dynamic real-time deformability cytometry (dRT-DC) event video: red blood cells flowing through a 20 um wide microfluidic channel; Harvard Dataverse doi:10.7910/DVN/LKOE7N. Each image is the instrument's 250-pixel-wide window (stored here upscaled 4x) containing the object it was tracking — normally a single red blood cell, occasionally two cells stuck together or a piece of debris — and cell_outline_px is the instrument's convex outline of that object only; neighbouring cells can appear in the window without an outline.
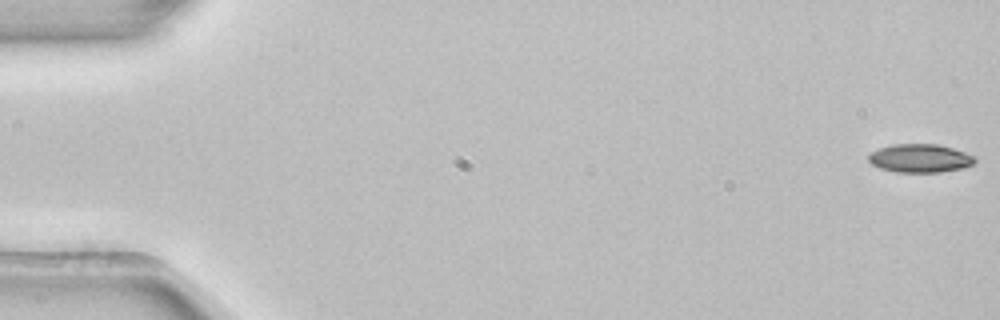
{"species": "common noctule bat (a hibernating species)", "species_latin": "Nyctalus noctula", "temperature_condition": "room temperature", "stored_images_in_passage": 49, "camera_frame_rate_fps": 3000, "um_per_image_px": 0.085, "animal": {"sex": "female", "body_mass_g": 22.7, "forearm_length_mm": 54.2}, "frame": {"image": 1, "passage_image": 1, "time_ms": 0.0, "image_size_px": [1000, 320], "cell_outline_px": [[976, 164], [964, 168], [940, 172], [896, 172], [880, 168], [872, 164], [868, 160], [868, 156], [872, 152], [880, 148], [892, 144], [936, 144], [952, 148], [976, 156]], "centroid_in_image_um": [78.24, 13.46], "position_along_channel_um": 6.8, "area_um2": 17.69}}
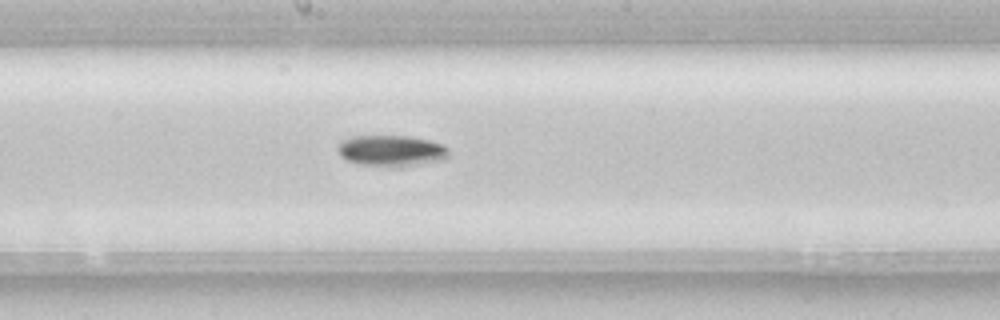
{"frame": {"image": 2, "passage_image": 29, "time_ms": 9.333, "image_size_px": [1000, 320], "cell_outline_px": [[448, 156], [444, 160], [396, 168], [360, 164], [348, 160], [340, 156], [336, 148], [344, 140], [352, 136], [408, 136], [428, 140], [444, 144], [448, 148]], "centroid_in_image_um": [33.29, 12.83], "position_along_channel_um": 214.9, "area_um2": 20.29}}
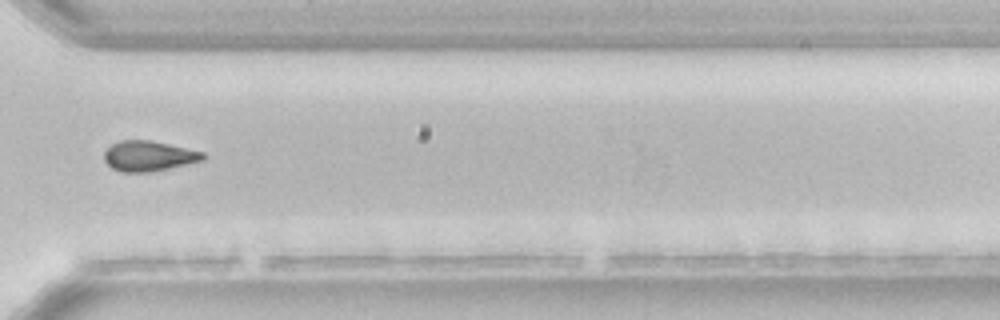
{"frame": {"image": 3, "passage_image": 40, "time_ms": 13.0, "image_size_px": [1000, 320], "cell_outline_px": [[204, 160], [148, 172], [120, 172], [112, 168], [104, 160], [104, 152], [112, 144], [120, 140], [148, 140], [168, 144], [204, 152]], "centroid_in_image_um": [12.6, 13.26], "position_along_channel_um": 358.0, "area_um2": 17.17}, "authors_computed_cell_mechanics": {"area_um2": 18.4382, "velocity_mm_per_s": 3.9091, "shape_relaxation_time_tau1_ms": 2.7887, "shape_relaxation_time_tau2_ms": null, "deformation_change_tau1": 0.1036, "deformation_change_tau2": null}}